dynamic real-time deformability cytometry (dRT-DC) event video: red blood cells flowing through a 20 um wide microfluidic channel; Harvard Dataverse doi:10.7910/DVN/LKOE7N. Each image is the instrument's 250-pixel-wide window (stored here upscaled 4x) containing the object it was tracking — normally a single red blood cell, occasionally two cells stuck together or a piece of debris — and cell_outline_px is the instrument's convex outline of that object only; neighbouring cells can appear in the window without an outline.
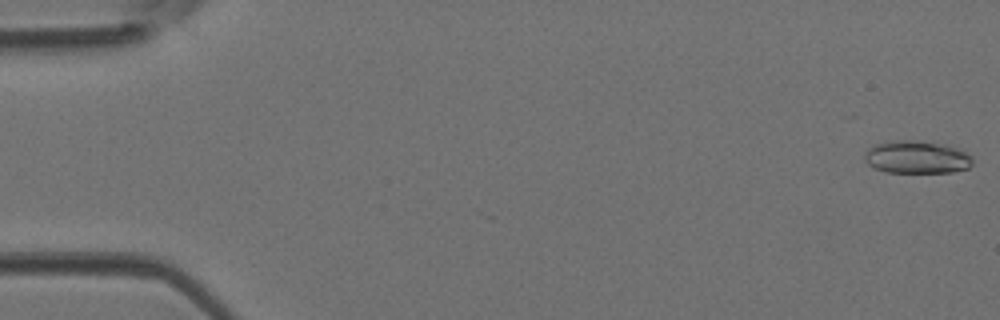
{"species": "Egyptian fruit bat (a non-hibernating species)", "species_latin": "Rousettus aegyptiacus", "temperature_condition": "room temperature", "stored_images_in_passage": 4, "camera_frame_rate_fps": 3000, "um_per_image_px": 0.085, "animal": {"sex": "female"}, "frame": {"image": 1, "passage_image": 1, "time_ms": 0.0, "image_size_px": [1000, 320], "cell_outline_px": [[972, 164], [968, 168], [952, 172], [884, 172], [868, 164], [864, 160], [864, 152], [868, 148], [876, 144], [896, 140], [916, 140], [948, 144], [972, 156]], "centroid_in_image_um": [77.91, 13.35], "position_along_channel_um": 7.1, "area_um2": 20.69}}